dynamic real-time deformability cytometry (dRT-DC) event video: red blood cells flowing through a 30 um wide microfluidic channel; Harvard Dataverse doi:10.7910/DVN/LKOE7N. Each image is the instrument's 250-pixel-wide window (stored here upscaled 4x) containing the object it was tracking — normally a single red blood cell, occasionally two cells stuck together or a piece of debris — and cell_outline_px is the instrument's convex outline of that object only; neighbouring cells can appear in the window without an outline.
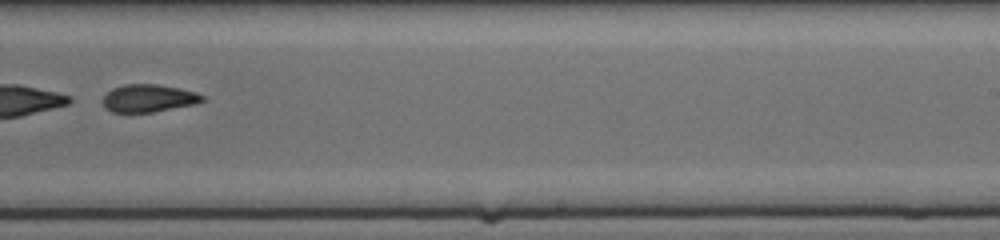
{"species": "common noctule bat (a hibernating species)", "species_latin": "Nyctalus noctula", "temperature_condition": "cold", "stored_images_in_passage": 44, "camera_frame_rate_fps": 3000, "um_per_image_px": 0.085, "animal": {"sex": "female", "body_mass_g": 17.0, "forearm_length_mm": 48.0}, "frame": {"image": 1, "passage_image": 28, "time_ms": 9.0, "image_size_px": [1000, 240], "cell_outline_px": [[204, 100], [196, 104], [152, 112], [112, 112], [104, 108], [100, 100], [112, 88], [124, 84], [156, 84], [180, 88], [196, 92], [204, 96]], "centroid_in_image_um": [12.6, 8.35], "position_along_channel_um": 276.4, "area_um2": 16.18}}